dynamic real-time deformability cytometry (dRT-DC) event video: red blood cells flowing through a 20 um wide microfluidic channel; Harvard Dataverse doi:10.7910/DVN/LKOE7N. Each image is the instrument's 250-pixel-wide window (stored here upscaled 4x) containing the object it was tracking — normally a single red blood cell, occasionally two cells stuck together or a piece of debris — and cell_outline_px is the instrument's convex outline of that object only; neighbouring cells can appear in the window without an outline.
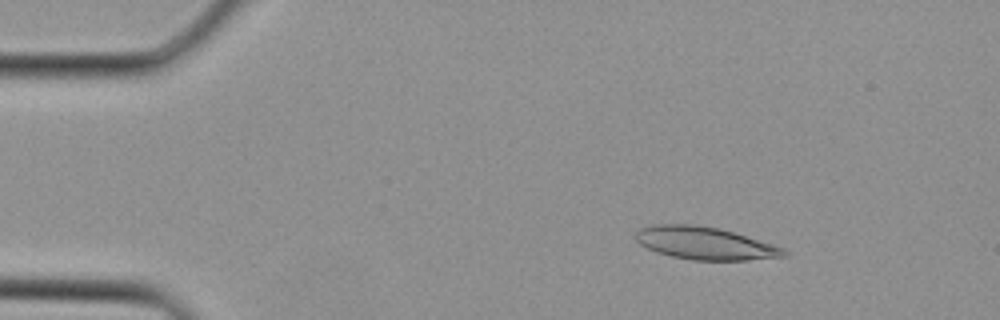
{"species": "Egyptian fruit bat (a non-hibernating species)", "species_latin": "Rousettus aegyptiacus", "temperature_condition": "cold", "stored_images_in_passage": 3, "camera_frame_rate_fps": 3000, "um_per_image_px": 0.085, "animal": {"sex": "female"}, "frame": {"image": 1, "passage_image": 2, "time_ms": 0.333, "image_size_px": [1000, 320], "cell_outline_px": [[788, 256], [748, 260], [692, 260], [672, 256], [656, 252], [640, 244], [636, 240], [636, 232], [640, 228], [652, 224], [692, 224], [720, 228], [772, 244], [784, 248], [788, 252]], "centroid_in_image_um": [59.92, 20.67], "position_along_channel_um": 25.1, "area_um2": 28.15}}